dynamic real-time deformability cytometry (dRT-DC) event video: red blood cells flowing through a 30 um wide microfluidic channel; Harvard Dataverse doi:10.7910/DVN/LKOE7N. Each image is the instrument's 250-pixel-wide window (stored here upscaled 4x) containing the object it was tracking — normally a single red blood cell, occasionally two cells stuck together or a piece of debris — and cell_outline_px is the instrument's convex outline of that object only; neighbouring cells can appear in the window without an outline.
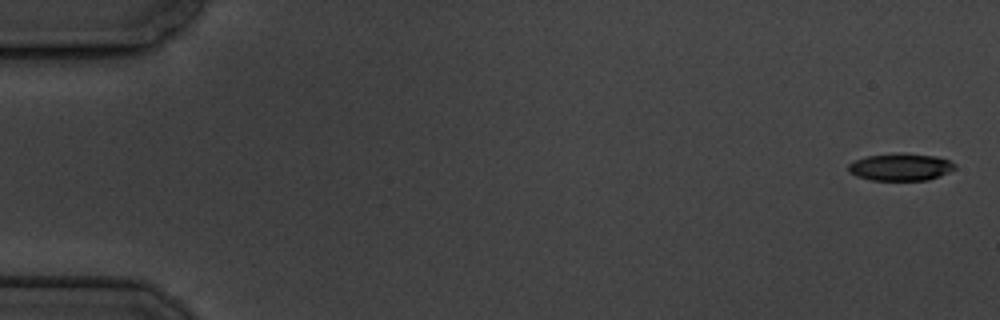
{"species": "common noctule bat (a hibernating species)", "species_latin": "Nyctalus noctula", "temperature_condition": "cold", "stored_images_in_passage": 4, "camera_frame_rate_fps": 3000, "um_per_image_px": 0.085, "animal": {"sex": "male", "body_mass_g": 19.5, "forearm_length_mm": 54.6}, "frame": {"image": 1, "passage_image": 1, "time_ms": 0.0, "image_size_px": [1000, 320], "cell_outline_px": [[956, 168], [940, 176], [928, 180], [872, 180], [856, 176], [848, 172], [848, 164], [856, 160], [868, 156], [936, 156], [948, 160], [956, 164]], "centroid_in_image_um": [76.55, 14.26], "position_along_channel_um": 8.5, "area_um2": 16.01}}